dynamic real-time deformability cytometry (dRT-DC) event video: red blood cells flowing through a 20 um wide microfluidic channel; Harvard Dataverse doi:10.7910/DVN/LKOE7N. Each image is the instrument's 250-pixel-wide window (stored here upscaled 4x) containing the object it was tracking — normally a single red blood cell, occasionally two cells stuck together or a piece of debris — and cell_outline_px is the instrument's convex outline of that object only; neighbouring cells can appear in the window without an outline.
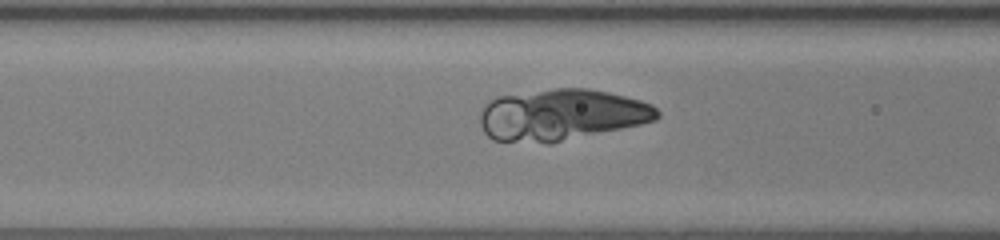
{"species": "human", "species_latin": "Homo sapiens", "temperature_condition": "room temperature", "stored_images_in_passage": 14, "camera_frame_rate_fps": 3000, "um_per_image_px": 0.085, "donor": {"sex": "female"}, "frame": {"image": 1, "passage_image": 12, "time_ms": 3.667, "image_size_px": [1000, 240], "cell_outline_px": [[660, 116], [656, 120], [640, 124], [552, 144], [548, 144], [492, 140], [484, 132], [480, 124], [480, 116], [484, 108], [492, 100], [500, 96], [556, 88], [588, 88], [608, 92], [640, 100], [652, 104], [660, 112]], "centroid_in_image_um": [47.75, 9.78], "position_along_channel_um": 118.9, "area_um2": 53.12}}